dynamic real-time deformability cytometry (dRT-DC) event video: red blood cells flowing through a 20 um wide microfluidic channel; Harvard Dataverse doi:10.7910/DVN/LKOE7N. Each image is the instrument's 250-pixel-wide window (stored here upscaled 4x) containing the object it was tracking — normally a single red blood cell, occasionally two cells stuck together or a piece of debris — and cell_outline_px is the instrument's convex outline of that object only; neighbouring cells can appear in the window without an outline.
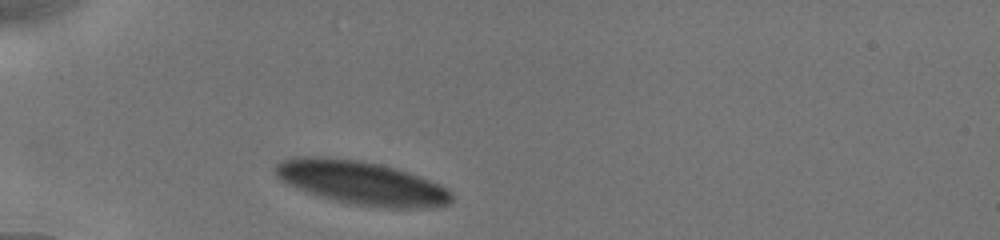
{"species": "human", "species_latin": "Homo sapiens", "temperature_condition": "cold", "stored_images_in_passage": 15, "camera_frame_rate_fps": 3000, "um_per_image_px": 0.085, "donor": {"sex": "male"}, "frame": {"image": 1, "passage_image": 1, "time_ms": 0.0, "image_size_px": [1000, 240], "cell_outline_px": [[452, 200], [448, 204], [436, 208], [384, 208], [348, 204], [332, 200], [304, 192], [280, 180], [276, 176], [272, 168], [280, 160], [292, 156], [324, 156], [356, 160], [380, 164], [396, 168], [420, 176], [440, 184], [452, 192]], "centroid_in_image_um": [30.69, 15.54], "position_along_channel_um": 54.3, "area_um2": 45.6}}
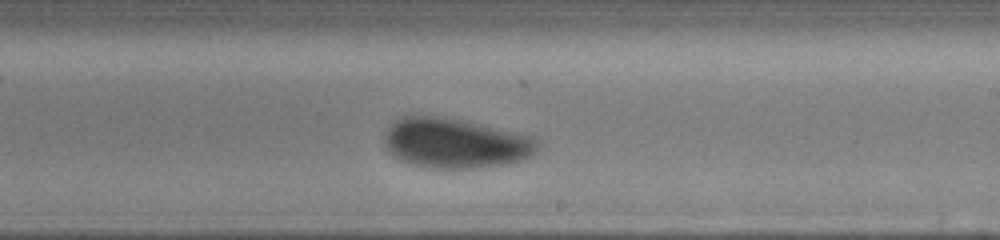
{"frame": {"image": 2, "passage_image": 8, "time_ms": 5.667, "image_size_px": [1000, 240], "cell_outline_px": [[540, 148], [532, 156], [520, 160], [504, 164], [472, 168], [428, 168], [412, 164], [400, 160], [392, 156], [384, 144], [384, 132], [400, 116], [448, 116], [516, 132], [532, 136], [540, 140]], "centroid_in_image_um": [38.71, 12.16], "position_along_channel_um": 250.3, "area_um2": 45.08}}
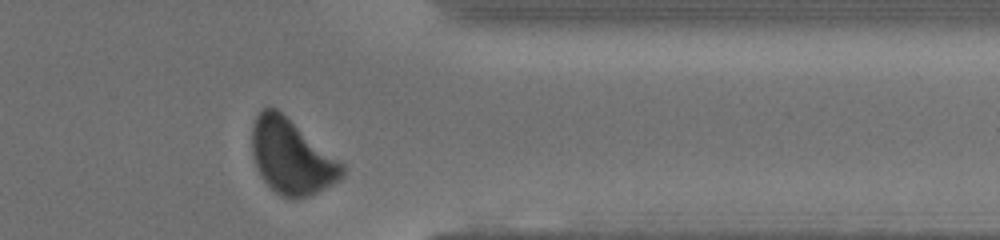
{"frame": {"image": 3, "passage_image": 15, "time_ms": 9.333, "image_size_px": [1000, 240], "cell_outline_px": [[344, 176], [340, 180], [308, 196], [284, 196], [276, 192], [264, 180], [252, 156], [252, 124], [256, 116], [264, 108], [276, 108], [344, 164]], "centroid_in_image_um": [24.77, 13.3], "position_along_channel_um": 386.6, "area_um2": 38.38}, "authors_computed_cell_mechanics": {"area_um2": 45.084, "velocity_mm_per_s": 3.8395, "shape_relaxation_time_tau1_ms": 2.0825, "shape_relaxation_time_tau2_ms": null, "deformation_change_tau1": 0.091, "deformation_change_tau2": null}}